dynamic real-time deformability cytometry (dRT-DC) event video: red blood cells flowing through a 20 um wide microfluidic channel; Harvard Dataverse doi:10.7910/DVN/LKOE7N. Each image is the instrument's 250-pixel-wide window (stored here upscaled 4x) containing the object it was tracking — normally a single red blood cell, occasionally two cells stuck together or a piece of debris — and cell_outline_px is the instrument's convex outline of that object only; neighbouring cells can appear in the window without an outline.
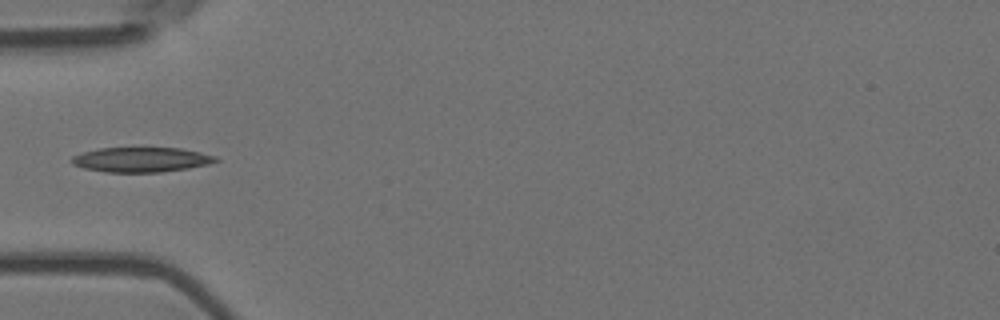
{"species": "Egyptian fruit bat (a non-hibernating species)", "species_latin": "Rousettus aegyptiacus", "temperature_condition": "room temperature", "stored_images_in_passage": 5, "camera_frame_rate_fps": 3000, "um_per_image_px": 0.085, "animal": {"sex": "female"}, "frame": {"image": 1, "passage_image": 4, "time_ms": 1.0, "image_size_px": [1000, 320], "cell_outline_px": [[220, 160], [208, 164], [188, 168], [160, 172], [104, 172], [84, 168], [72, 164], [72, 156], [84, 152], [100, 148], [180, 148], [200, 152], [216, 156]], "centroid_in_image_um": [12.01, 13.57], "position_along_channel_um": 73.0, "area_um2": 20.69}}
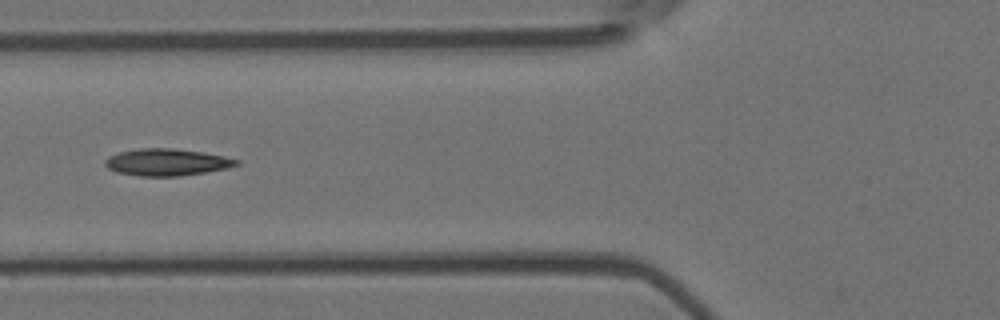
{"frame": {"image": 2, "passage_image": 5, "time_ms": 1.333, "image_size_px": [1000, 320], "cell_outline_px": [[240, 164], [228, 168], [180, 176], [140, 176], [116, 172], [108, 168], [104, 164], [104, 160], [108, 156], [120, 152], [136, 148], [172, 148], [204, 152], [224, 156], [240, 160]], "centroid_in_image_um": [14.17, 13.78], "position_along_channel_um": 111.6, "area_um2": 20.75}}